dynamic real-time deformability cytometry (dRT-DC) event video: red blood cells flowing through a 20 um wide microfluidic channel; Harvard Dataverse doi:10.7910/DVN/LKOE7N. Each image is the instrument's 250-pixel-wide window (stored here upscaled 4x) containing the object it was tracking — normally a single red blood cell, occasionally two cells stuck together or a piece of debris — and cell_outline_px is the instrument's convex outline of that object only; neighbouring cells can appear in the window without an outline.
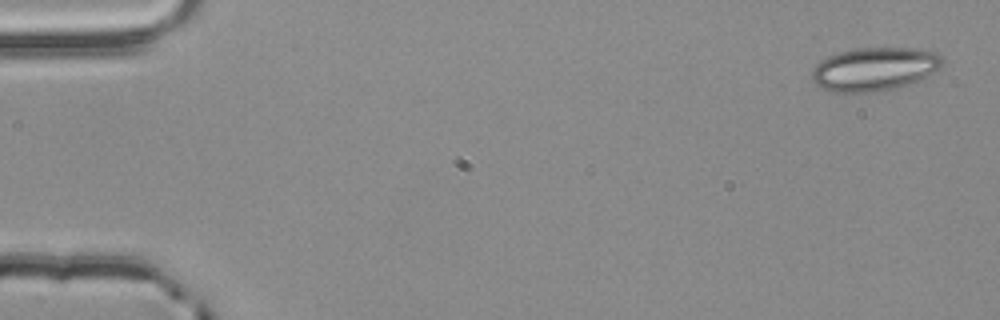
{"species": "common noctule bat (a hibernating species)", "species_latin": "Nyctalus noctula", "temperature_condition": "room temperature", "stored_images_in_passage": 3, "camera_frame_rate_fps": 3000, "um_per_image_px": 0.085, "animal": {"sex": "male", "body_mass_g": 20.4}, "frame": {"image": 1, "passage_image": 1, "time_ms": 0.0, "image_size_px": [1000, 320], "cell_outline_px": [[944, 60], [940, 68], [908, 84], [876, 92], [832, 92], [820, 88], [812, 80], [812, 68], [820, 60], [828, 56], [840, 52], [856, 48], [920, 48], [936, 52]], "centroid_in_image_um": [74.29, 5.86], "position_along_channel_um": 10.7, "area_um2": 32.95}}
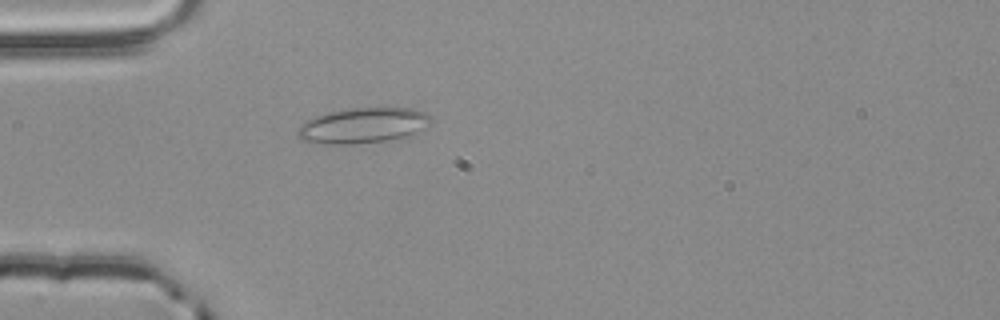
{"frame": {"image": 2, "passage_image": 3, "time_ms": 0.667, "image_size_px": [1000, 320], "cell_outline_px": [[432, 120], [416, 136], [384, 140], [348, 144], [332, 144], [300, 140], [296, 136], [296, 128], [300, 124], [316, 116], [328, 112], [348, 108], [412, 108], [428, 112]], "centroid_in_image_um": [30.88, 10.66], "position_along_channel_um": 54.1, "area_um2": 27.8}}